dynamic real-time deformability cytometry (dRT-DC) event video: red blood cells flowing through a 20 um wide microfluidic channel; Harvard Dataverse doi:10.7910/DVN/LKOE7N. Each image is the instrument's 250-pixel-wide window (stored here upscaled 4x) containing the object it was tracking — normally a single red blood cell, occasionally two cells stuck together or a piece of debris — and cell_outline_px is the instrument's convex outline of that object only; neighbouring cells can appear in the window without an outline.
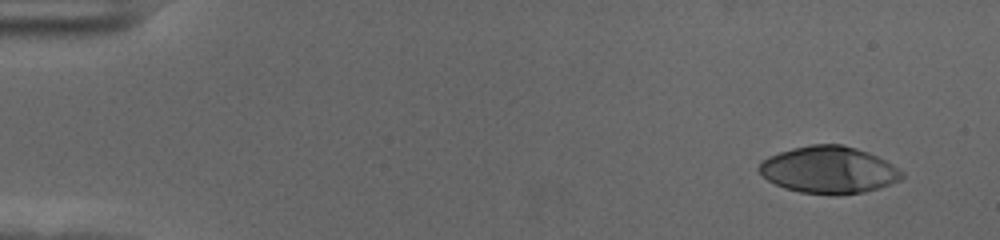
{"species": "human", "species_latin": "Homo sapiens", "temperature_condition": "cold", "stored_images_in_passage": 54, "camera_frame_rate_fps": 3000, "um_per_image_px": 0.085, "donor": {"sex": "female"}, "frame": {"image": 1, "passage_image": 1, "time_ms": 0.0, "image_size_px": [1000, 240], "cell_outline_px": [[904, 176], [900, 180], [880, 188], [864, 192], [836, 196], [800, 192], [784, 188], [768, 180], [756, 168], [760, 160], [768, 156], [792, 148], [812, 144], [840, 144], [856, 148], [868, 152], [900, 168], [904, 172]], "centroid_in_image_um": [70.44, 14.45], "position_along_channel_um": 14.6, "area_um2": 39.48}}
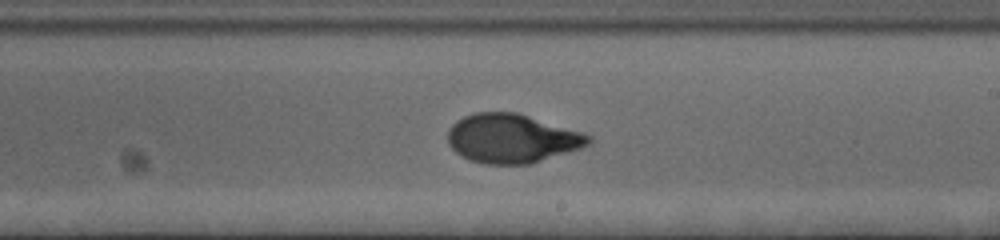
{"frame": {"image": 2, "passage_image": 31, "time_ms": 10.0, "image_size_px": [1000, 240], "cell_outline_px": [[592, 140], [588, 144], [580, 148], [532, 164], [484, 164], [472, 160], [456, 152], [448, 144], [448, 128], [456, 120], [464, 116], [476, 112], [516, 112], [584, 132], [592, 136]], "centroid_in_image_um": [43.52, 11.76], "position_along_channel_um": 245.5, "area_um2": 40.23}}
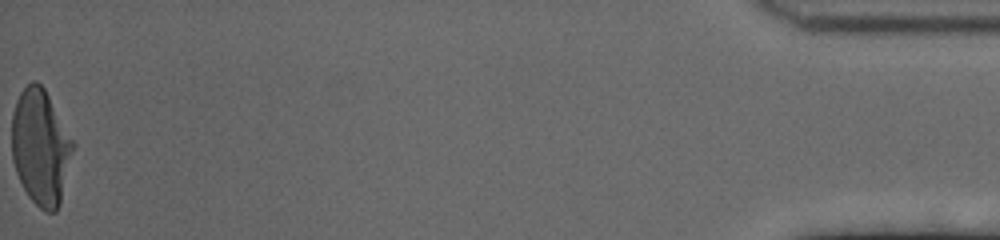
{"frame": {"image": 3, "passage_image": 54, "time_ms": 17.667, "image_size_px": [1000, 240], "cell_outline_px": [[76, 144], [60, 204], [56, 212], [44, 212], [28, 196], [16, 172], [12, 160], [12, 112], [16, 100], [20, 92], [32, 80], [36, 80], [44, 88]], "centroid_in_image_um": [3.47, 12.51], "position_along_channel_um": 431.7, "area_um2": 41.56}, "authors_computed_cell_mechanics": {"area_um2": 40.0265, "velocity_mm_per_s": 3.6175, "shape_relaxation_time_tau1_ms": 4.9499, "shape_relaxation_time_tau2_ms": 0.9419, "deformation_change_tau1": 0.2461, "deformation_change_tau2": 0.0541}}